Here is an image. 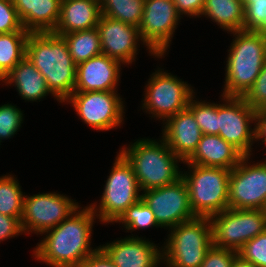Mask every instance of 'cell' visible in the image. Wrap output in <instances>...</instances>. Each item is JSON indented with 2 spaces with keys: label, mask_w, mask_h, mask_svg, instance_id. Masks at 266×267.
Here are the masks:
<instances>
[{
  "label": "cell",
  "mask_w": 266,
  "mask_h": 267,
  "mask_svg": "<svg viewBox=\"0 0 266 267\" xmlns=\"http://www.w3.org/2000/svg\"><path fill=\"white\" fill-rule=\"evenodd\" d=\"M250 156L231 169L229 175L228 206L232 209H261L266 206V160L255 164Z\"/></svg>",
  "instance_id": "obj_14"
},
{
  "label": "cell",
  "mask_w": 266,
  "mask_h": 267,
  "mask_svg": "<svg viewBox=\"0 0 266 267\" xmlns=\"http://www.w3.org/2000/svg\"><path fill=\"white\" fill-rule=\"evenodd\" d=\"M244 155L219 135L202 134L194 153L184 164L233 169Z\"/></svg>",
  "instance_id": "obj_20"
},
{
  "label": "cell",
  "mask_w": 266,
  "mask_h": 267,
  "mask_svg": "<svg viewBox=\"0 0 266 267\" xmlns=\"http://www.w3.org/2000/svg\"><path fill=\"white\" fill-rule=\"evenodd\" d=\"M181 17L172 1H144L143 17L138 28L149 54L164 57Z\"/></svg>",
  "instance_id": "obj_12"
},
{
  "label": "cell",
  "mask_w": 266,
  "mask_h": 267,
  "mask_svg": "<svg viewBox=\"0 0 266 267\" xmlns=\"http://www.w3.org/2000/svg\"><path fill=\"white\" fill-rule=\"evenodd\" d=\"M24 193L16 178L11 175L0 177V214L17 218L21 222Z\"/></svg>",
  "instance_id": "obj_28"
},
{
  "label": "cell",
  "mask_w": 266,
  "mask_h": 267,
  "mask_svg": "<svg viewBox=\"0 0 266 267\" xmlns=\"http://www.w3.org/2000/svg\"><path fill=\"white\" fill-rule=\"evenodd\" d=\"M1 81L7 86L12 84L16 87L25 101L40 102L46 95L51 94L44 76L26 56Z\"/></svg>",
  "instance_id": "obj_23"
},
{
  "label": "cell",
  "mask_w": 266,
  "mask_h": 267,
  "mask_svg": "<svg viewBox=\"0 0 266 267\" xmlns=\"http://www.w3.org/2000/svg\"><path fill=\"white\" fill-rule=\"evenodd\" d=\"M22 25L29 33L54 32L60 17L61 0H11Z\"/></svg>",
  "instance_id": "obj_22"
},
{
  "label": "cell",
  "mask_w": 266,
  "mask_h": 267,
  "mask_svg": "<svg viewBox=\"0 0 266 267\" xmlns=\"http://www.w3.org/2000/svg\"><path fill=\"white\" fill-rule=\"evenodd\" d=\"M182 178L187 184L189 202L196 217H211L229 208L228 191L231 169L186 164Z\"/></svg>",
  "instance_id": "obj_6"
},
{
  "label": "cell",
  "mask_w": 266,
  "mask_h": 267,
  "mask_svg": "<svg viewBox=\"0 0 266 267\" xmlns=\"http://www.w3.org/2000/svg\"><path fill=\"white\" fill-rule=\"evenodd\" d=\"M205 0H175L174 4L176 6L179 15H187V17L193 16L200 17L202 14L203 6Z\"/></svg>",
  "instance_id": "obj_38"
},
{
  "label": "cell",
  "mask_w": 266,
  "mask_h": 267,
  "mask_svg": "<svg viewBox=\"0 0 266 267\" xmlns=\"http://www.w3.org/2000/svg\"><path fill=\"white\" fill-rule=\"evenodd\" d=\"M194 95L187 108L193 113L202 134L219 135L218 104L197 101Z\"/></svg>",
  "instance_id": "obj_30"
},
{
  "label": "cell",
  "mask_w": 266,
  "mask_h": 267,
  "mask_svg": "<svg viewBox=\"0 0 266 267\" xmlns=\"http://www.w3.org/2000/svg\"><path fill=\"white\" fill-rule=\"evenodd\" d=\"M162 249L166 267H200L212 246L209 217H196L169 229Z\"/></svg>",
  "instance_id": "obj_5"
},
{
  "label": "cell",
  "mask_w": 266,
  "mask_h": 267,
  "mask_svg": "<svg viewBox=\"0 0 266 267\" xmlns=\"http://www.w3.org/2000/svg\"><path fill=\"white\" fill-rule=\"evenodd\" d=\"M24 234L21 222L11 216L0 214V242Z\"/></svg>",
  "instance_id": "obj_37"
},
{
  "label": "cell",
  "mask_w": 266,
  "mask_h": 267,
  "mask_svg": "<svg viewBox=\"0 0 266 267\" xmlns=\"http://www.w3.org/2000/svg\"><path fill=\"white\" fill-rule=\"evenodd\" d=\"M26 31L11 0H0V34Z\"/></svg>",
  "instance_id": "obj_34"
},
{
  "label": "cell",
  "mask_w": 266,
  "mask_h": 267,
  "mask_svg": "<svg viewBox=\"0 0 266 267\" xmlns=\"http://www.w3.org/2000/svg\"><path fill=\"white\" fill-rule=\"evenodd\" d=\"M256 140L266 144V110L256 111Z\"/></svg>",
  "instance_id": "obj_40"
},
{
  "label": "cell",
  "mask_w": 266,
  "mask_h": 267,
  "mask_svg": "<svg viewBox=\"0 0 266 267\" xmlns=\"http://www.w3.org/2000/svg\"><path fill=\"white\" fill-rule=\"evenodd\" d=\"M26 57L44 76L51 96L63 103L75 89L76 64L67 42L54 32L29 33Z\"/></svg>",
  "instance_id": "obj_2"
},
{
  "label": "cell",
  "mask_w": 266,
  "mask_h": 267,
  "mask_svg": "<svg viewBox=\"0 0 266 267\" xmlns=\"http://www.w3.org/2000/svg\"><path fill=\"white\" fill-rule=\"evenodd\" d=\"M62 36L67 42L70 55L76 65L102 54L100 36L96 27Z\"/></svg>",
  "instance_id": "obj_25"
},
{
  "label": "cell",
  "mask_w": 266,
  "mask_h": 267,
  "mask_svg": "<svg viewBox=\"0 0 266 267\" xmlns=\"http://www.w3.org/2000/svg\"><path fill=\"white\" fill-rule=\"evenodd\" d=\"M237 251L211 246L200 267H231Z\"/></svg>",
  "instance_id": "obj_35"
},
{
  "label": "cell",
  "mask_w": 266,
  "mask_h": 267,
  "mask_svg": "<svg viewBox=\"0 0 266 267\" xmlns=\"http://www.w3.org/2000/svg\"><path fill=\"white\" fill-rule=\"evenodd\" d=\"M117 267H158L162 249L143 237L129 236L100 245Z\"/></svg>",
  "instance_id": "obj_18"
},
{
  "label": "cell",
  "mask_w": 266,
  "mask_h": 267,
  "mask_svg": "<svg viewBox=\"0 0 266 267\" xmlns=\"http://www.w3.org/2000/svg\"><path fill=\"white\" fill-rule=\"evenodd\" d=\"M115 222L122 223L127 232L149 227H160L155 214L142 199L129 206Z\"/></svg>",
  "instance_id": "obj_29"
},
{
  "label": "cell",
  "mask_w": 266,
  "mask_h": 267,
  "mask_svg": "<svg viewBox=\"0 0 266 267\" xmlns=\"http://www.w3.org/2000/svg\"><path fill=\"white\" fill-rule=\"evenodd\" d=\"M101 15L100 0H61L54 33L62 36L97 27Z\"/></svg>",
  "instance_id": "obj_21"
},
{
  "label": "cell",
  "mask_w": 266,
  "mask_h": 267,
  "mask_svg": "<svg viewBox=\"0 0 266 267\" xmlns=\"http://www.w3.org/2000/svg\"><path fill=\"white\" fill-rule=\"evenodd\" d=\"M79 267H117L105 251L99 248L86 257Z\"/></svg>",
  "instance_id": "obj_39"
},
{
  "label": "cell",
  "mask_w": 266,
  "mask_h": 267,
  "mask_svg": "<svg viewBox=\"0 0 266 267\" xmlns=\"http://www.w3.org/2000/svg\"><path fill=\"white\" fill-rule=\"evenodd\" d=\"M96 28L103 54L126 65L135 61L142 41L138 27L101 15Z\"/></svg>",
  "instance_id": "obj_16"
},
{
  "label": "cell",
  "mask_w": 266,
  "mask_h": 267,
  "mask_svg": "<svg viewBox=\"0 0 266 267\" xmlns=\"http://www.w3.org/2000/svg\"><path fill=\"white\" fill-rule=\"evenodd\" d=\"M161 139L141 138L119 150L131 164L141 191L172 184L182 177L178 165L182 160Z\"/></svg>",
  "instance_id": "obj_4"
},
{
  "label": "cell",
  "mask_w": 266,
  "mask_h": 267,
  "mask_svg": "<svg viewBox=\"0 0 266 267\" xmlns=\"http://www.w3.org/2000/svg\"><path fill=\"white\" fill-rule=\"evenodd\" d=\"M96 214L89 206L76 210L59 225L44 232L45 238L33 249L39 262L51 267H79L99 247H91Z\"/></svg>",
  "instance_id": "obj_1"
},
{
  "label": "cell",
  "mask_w": 266,
  "mask_h": 267,
  "mask_svg": "<svg viewBox=\"0 0 266 267\" xmlns=\"http://www.w3.org/2000/svg\"><path fill=\"white\" fill-rule=\"evenodd\" d=\"M228 50L223 95L243 97L251 88L266 61V34L238 30Z\"/></svg>",
  "instance_id": "obj_3"
},
{
  "label": "cell",
  "mask_w": 266,
  "mask_h": 267,
  "mask_svg": "<svg viewBox=\"0 0 266 267\" xmlns=\"http://www.w3.org/2000/svg\"><path fill=\"white\" fill-rule=\"evenodd\" d=\"M256 79H266V61L264 62L263 68Z\"/></svg>",
  "instance_id": "obj_42"
},
{
  "label": "cell",
  "mask_w": 266,
  "mask_h": 267,
  "mask_svg": "<svg viewBox=\"0 0 266 267\" xmlns=\"http://www.w3.org/2000/svg\"><path fill=\"white\" fill-rule=\"evenodd\" d=\"M163 124L162 138L170 150L185 162L194 153L202 136L193 113L186 108Z\"/></svg>",
  "instance_id": "obj_19"
},
{
  "label": "cell",
  "mask_w": 266,
  "mask_h": 267,
  "mask_svg": "<svg viewBox=\"0 0 266 267\" xmlns=\"http://www.w3.org/2000/svg\"><path fill=\"white\" fill-rule=\"evenodd\" d=\"M121 65L103 53L77 64L74 92L116 91Z\"/></svg>",
  "instance_id": "obj_17"
},
{
  "label": "cell",
  "mask_w": 266,
  "mask_h": 267,
  "mask_svg": "<svg viewBox=\"0 0 266 267\" xmlns=\"http://www.w3.org/2000/svg\"><path fill=\"white\" fill-rule=\"evenodd\" d=\"M79 208L78 202L55 192L24 195L21 228L25 234L33 232L42 236Z\"/></svg>",
  "instance_id": "obj_10"
},
{
  "label": "cell",
  "mask_w": 266,
  "mask_h": 267,
  "mask_svg": "<svg viewBox=\"0 0 266 267\" xmlns=\"http://www.w3.org/2000/svg\"><path fill=\"white\" fill-rule=\"evenodd\" d=\"M244 6L240 0H205L201 16L229 32L244 29Z\"/></svg>",
  "instance_id": "obj_24"
},
{
  "label": "cell",
  "mask_w": 266,
  "mask_h": 267,
  "mask_svg": "<svg viewBox=\"0 0 266 267\" xmlns=\"http://www.w3.org/2000/svg\"><path fill=\"white\" fill-rule=\"evenodd\" d=\"M245 31H266V0H251L244 6Z\"/></svg>",
  "instance_id": "obj_33"
},
{
  "label": "cell",
  "mask_w": 266,
  "mask_h": 267,
  "mask_svg": "<svg viewBox=\"0 0 266 267\" xmlns=\"http://www.w3.org/2000/svg\"><path fill=\"white\" fill-rule=\"evenodd\" d=\"M145 0H100L101 14L139 27Z\"/></svg>",
  "instance_id": "obj_27"
},
{
  "label": "cell",
  "mask_w": 266,
  "mask_h": 267,
  "mask_svg": "<svg viewBox=\"0 0 266 267\" xmlns=\"http://www.w3.org/2000/svg\"><path fill=\"white\" fill-rule=\"evenodd\" d=\"M23 112L15 105H0V143L4 139H10L17 134L20 129L23 118ZM1 145V144H0Z\"/></svg>",
  "instance_id": "obj_31"
},
{
  "label": "cell",
  "mask_w": 266,
  "mask_h": 267,
  "mask_svg": "<svg viewBox=\"0 0 266 267\" xmlns=\"http://www.w3.org/2000/svg\"><path fill=\"white\" fill-rule=\"evenodd\" d=\"M237 254L257 267H266V231L245 243Z\"/></svg>",
  "instance_id": "obj_32"
},
{
  "label": "cell",
  "mask_w": 266,
  "mask_h": 267,
  "mask_svg": "<svg viewBox=\"0 0 266 267\" xmlns=\"http://www.w3.org/2000/svg\"><path fill=\"white\" fill-rule=\"evenodd\" d=\"M212 246L238 251L245 243L266 231V214L261 209L228 208L209 217Z\"/></svg>",
  "instance_id": "obj_8"
},
{
  "label": "cell",
  "mask_w": 266,
  "mask_h": 267,
  "mask_svg": "<svg viewBox=\"0 0 266 267\" xmlns=\"http://www.w3.org/2000/svg\"><path fill=\"white\" fill-rule=\"evenodd\" d=\"M155 70L146 84L142 110L163 123L187 108L195 92L191 85L171 73ZM147 110V111H146Z\"/></svg>",
  "instance_id": "obj_9"
},
{
  "label": "cell",
  "mask_w": 266,
  "mask_h": 267,
  "mask_svg": "<svg viewBox=\"0 0 266 267\" xmlns=\"http://www.w3.org/2000/svg\"><path fill=\"white\" fill-rule=\"evenodd\" d=\"M231 267H257V266L254 265L252 262L243 260L239 255H237L234 258Z\"/></svg>",
  "instance_id": "obj_41"
},
{
  "label": "cell",
  "mask_w": 266,
  "mask_h": 267,
  "mask_svg": "<svg viewBox=\"0 0 266 267\" xmlns=\"http://www.w3.org/2000/svg\"><path fill=\"white\" fill-rule=\"evenodd\" d=\"M221 96L224 102L218 104L219 136L244 156H251L256 141V126L251 128L253 123L256 125V110L242 97Z\"/></svg>",
  "instance_id": "obj_13"
},
{
  "label": "cell",
  "mask_w": 266,
  "mask_h": 267,
  "mask_svg": "<svg viewBox=\"0 0 266 267\" xmlns=\"http://www.w3.org/2000/svg\"><path fill=\"white\" fill-rule=\"evenodd\" d=\"M28 31L0 34V81L26 56Z\"/></svg>",
  "instance_id": "obj_26"
},
{
  "label": "cell",
  "mask_w": 266,
  "mask_h": 267,
  "mask_svg": "<svg viewBox=\"0 0 266 267\" xmlns=\"http://www.w3.org/2000/svg\"><path fill=\"white\" fill-rule=\"evenodd\" d=\"M256 111L266 106V79H256L242 97Z\"/></svg>",
  "instance_id": "obj_36"
},
{
  "label": "cell",
  "mask_w": 266,
  "mask_h": 267,
  "mask_svg": "<svg viewBox=\"0 0 266 267\" xmlns=\"http://www.w3.org/2000/svg\"><path fill=\"white\" fill-rule=\"evenodd\" d=\"M243 4V6H245L246 4H248L251 0H240Z\"/></svg>",
  "instance_id": "obj_43"
},
{
  "label": "cell",
  "mask_w": 266,
  "mask_h": 267,
  "mask_svg": "<svg viewBox=\"0 0 266 267\" xmlns=\"http://www.w3.org/2000/svg\"><path fill=\"white\" fill-rule=\"evenodd\" d=\"M114 161L99 205L95 202L88 205L103 224L115 222L129 206L142 198L131 164L120 152Z\"/></svg>",
  "instance_id": "obj_7"
},
{
  "label": "cell",
  "mask_w": 266,
  "mask_h": 267,
  "mask_svg": "<svg viewBox=\"0 0 266 267\" xmlns=\"http://www.w3.org/2000/svg\"><path fill=\"white\" fill-rule=\"evenodd\" d=\"M65 102L93 130L109 131L123 123L125 105L117 91L73 92Z\"/></svg>",
  "instance_id": "obj_11"
},
{
  "label": "cell",
  "mask_w": 266,
  "mask_h": 267,
  "mask_svg": "<svg viewBox=\"0 0 266 267\" xmlns=\"http://www.w3.org/2000/svg\"><path fill=\"white\" fill-rule=\"evenodd\" d=\"M141 199L153 211L161 228L171 229L196 218L190 206L187 184L182 177L172 184L143 191Z\"/></svg>",
  "instance_id": "obj_15"
}]
</instances>
